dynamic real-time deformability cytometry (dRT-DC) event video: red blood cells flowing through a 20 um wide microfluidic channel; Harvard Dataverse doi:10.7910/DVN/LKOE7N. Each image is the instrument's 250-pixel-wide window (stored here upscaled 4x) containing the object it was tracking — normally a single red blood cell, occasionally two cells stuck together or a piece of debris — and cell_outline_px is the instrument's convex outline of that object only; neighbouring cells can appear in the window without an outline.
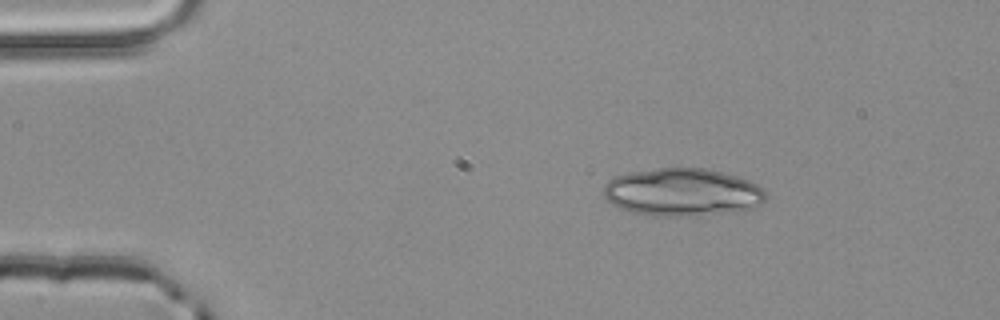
{"species": "common noctule bat (a hibernating species)", "species_latin": "Nyctalus noctula", "temperature_condition": "room temperature", "stored_images_in_passage": 2, "camera_frame_rate_fps": 3000, "um_per_image_px": 0.085, "animal": {"sex": "male", "body_mass_g": 20.4}, "frame": {"image": 1, "passage_image": 1, "time_ms": 0.0, "image_size_px": [1000, 320], "cell_outline_px": [[764, 200], [760, 204], [752, 208], [736, 212], [696, 216], [660, 216], [632, 212], [620, 208], [612, 204], [604, 196], [604, 184], [608, 180], [616, 176], [628, 172], [656, 168], [708, 168], [740, 176], [756, 184], [764, 192]], "centroid_in_image_um": [58.0, 16.33], "position_along_channel_um": 27.0, "area_um2": 45.43}}